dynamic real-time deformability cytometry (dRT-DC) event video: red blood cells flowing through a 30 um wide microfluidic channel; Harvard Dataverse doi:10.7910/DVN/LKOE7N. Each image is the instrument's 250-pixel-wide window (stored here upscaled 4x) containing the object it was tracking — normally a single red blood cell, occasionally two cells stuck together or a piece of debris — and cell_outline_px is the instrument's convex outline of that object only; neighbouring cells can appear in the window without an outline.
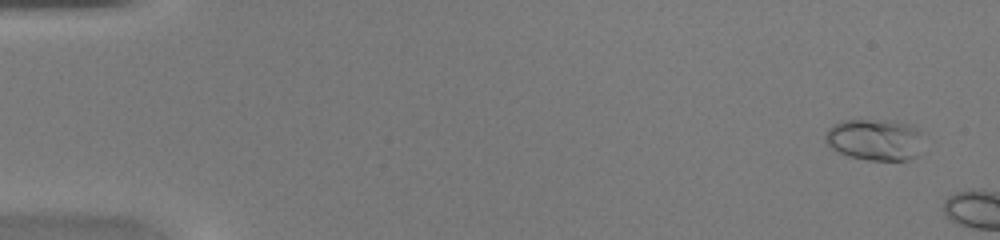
{"species": "common noctule bat (a hibernating species)", "species_latin": "Nyctalus noctula", "temperature_condition": "warm", "stored_images_in_passage": 6, "camera_frame_rate_fps": 3000, "um_per_image_px": 0.085, "animal": {"sex": "female", "body_mass_g": 20.0, "forearm_length_mm": 54.0}, "frame": {"image": 1, "passage_image": 3, "time_ms": 0.667, "image_size_px": [1000, 240], "cell_outline_px": [[924, 132], [916, 156], [908, 160], [868, 160], [848, 156], [832, 148], [824, 140], [824, 136], [828, 128], [832, 124], [844, 120], [896, 120], [908, 124]], "centroid_in_image_um": [74.36, 11.85], "position_along_channel_um": 10.6, "area_um2": 23.93}}